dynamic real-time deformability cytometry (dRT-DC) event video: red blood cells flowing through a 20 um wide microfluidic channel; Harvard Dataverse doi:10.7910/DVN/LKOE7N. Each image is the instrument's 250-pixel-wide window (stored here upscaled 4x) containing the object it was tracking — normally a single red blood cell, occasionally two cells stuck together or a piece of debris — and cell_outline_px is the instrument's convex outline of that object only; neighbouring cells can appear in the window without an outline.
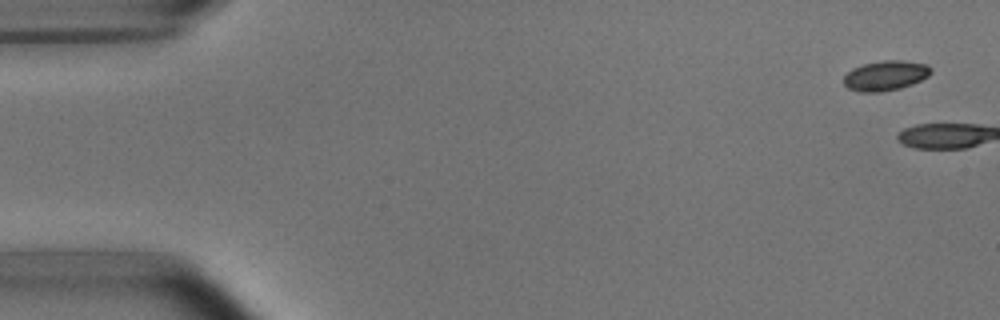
{"species": "common noctule bat (a hibernating species)", "species_latin": "Nyctalus noctula", "temperature_condition": "room temperature", "stored_images_in_passage": 9, "camera_frame_rate_fps": 3000, "um_per_image_px": 0.085, "animal": {"sex": "male", "body_mass_g": 15.6}, "frame": {"image": 1, "passage_image": 1, "time_ms": 0.0, "image_size_px": [1000, 320], "cell_outline_px": [[932, 72], [928, 76], [912, 84], [900, 88], [880, 92], [860, 92], [848, 88], [844, 84], [844, 76], [852, 68], [864, 64], [884, 60], [900, 60], [928, 64], [932, 68]], "centroid_in_image_um": [75.28, 6.42], "position_along_channel_um": 9.7, "area_um2": 15.2}}
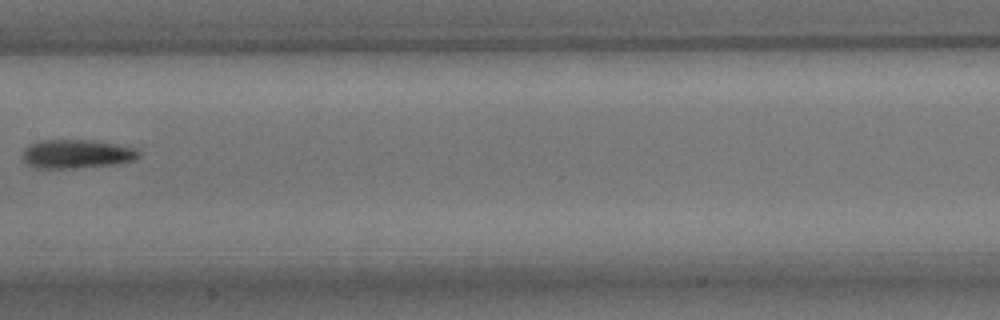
{"frame": {"image": 2, "passage_image": 8, "time_ms": 9.333, "image_size_px": [1000, 320], "cell_outline_px": [[140, 156], [132, 160], [116, 164], [72, 168], [36, 168], [24, 164], [24, 148], [28, 144], [40, 140], [92, 140], [132, 148], [140, 152]], "centroid_in_image_um": [6.44, 13.09], "position_along_channel_um": 201.0, "area_um2": 19.31}}
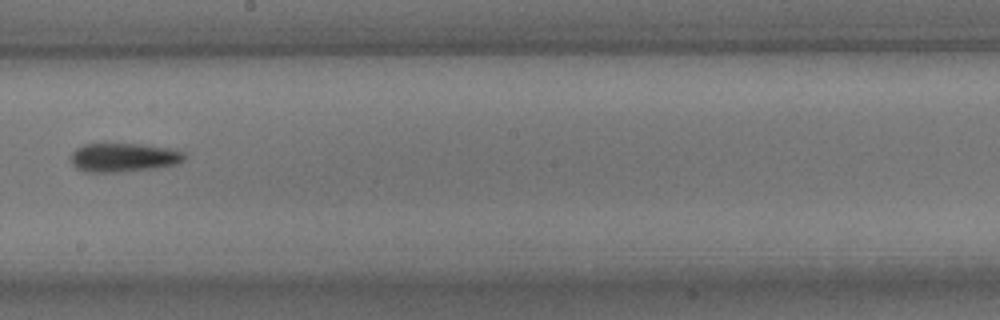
{"frame": {"image": 3, "passage_image": 9, "time_ms": 10.333, "image_size_px": [1000, 320], "cell_outline_px": [[184, 160], [176, 164], [156, 168], [120, 172], [88, 172], [76, 168], [72, 164], [72, 152], [76, 148], [84, 144], [140, 144], [168, 148], [184, 152]], "centroid_in_image_um": [10.49, 13.39], "position_along_channel_um": 237.7, "area_um2": 18.96}}